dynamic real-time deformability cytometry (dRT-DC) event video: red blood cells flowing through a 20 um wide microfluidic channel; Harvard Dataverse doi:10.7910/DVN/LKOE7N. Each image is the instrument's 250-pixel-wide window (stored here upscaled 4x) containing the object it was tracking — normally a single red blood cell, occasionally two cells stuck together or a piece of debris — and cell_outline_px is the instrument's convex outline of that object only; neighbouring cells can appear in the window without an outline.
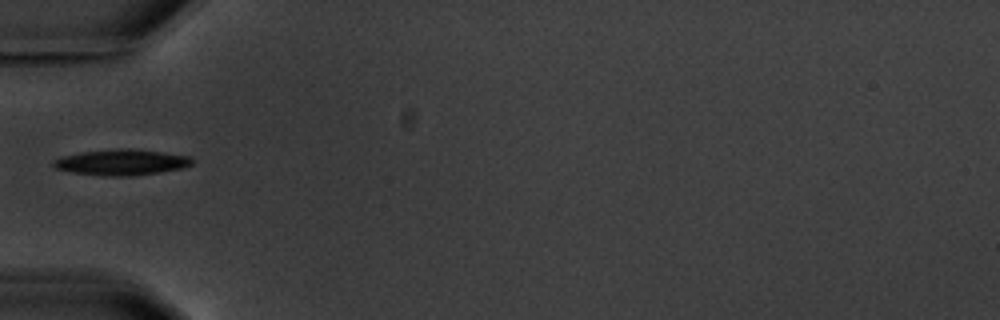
{"species": "common noctule bat (a hibernating species)", "species_latin": "Nyctalus noctula", "temperature_condition": "warm", "stored_images_in_passage": 5, "camera_frame_rate_fps": 3000, "um_per_image_px": 0.085, "animal": {"sex": "male", "body_mass_g": 20.1, "forearm_length_mm": 53.5}, "frame": {"image": 1, "passage_image": 5, "time_ms": 5.667, "image_size_px": [1000, 320], "cell_outline_px": [[192, 164], [184, 168], [160, 172], [132, 176], [104, 176], [72, 172], [56, 168], [52, 164], [52, 160], [60, 156], [80, 152], [116, 148], [132, 148], [192, 156]], "centroid_in_image_um": [10.32, 13.78], "position_along_channel_um": 74.7, "area_um2": 21.15}}